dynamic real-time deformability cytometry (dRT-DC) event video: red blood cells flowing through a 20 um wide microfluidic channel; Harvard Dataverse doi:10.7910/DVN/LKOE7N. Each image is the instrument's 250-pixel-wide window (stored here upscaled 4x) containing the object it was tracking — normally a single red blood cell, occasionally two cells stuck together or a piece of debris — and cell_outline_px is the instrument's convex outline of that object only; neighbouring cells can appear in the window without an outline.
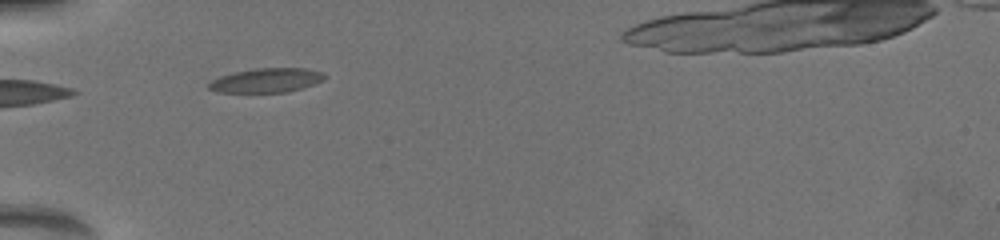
{"species": "common noctule bat (a hibernating species)", "species_latin": "Nyctalus noctula", "temperature_condition": "warm", "stored_images_in_passage": 40, "camera_frame_rate_fps": 3000, "um_per_image_px": 0.085, "animal": {"sex": "female", "body_mass_g": 19.5, "forearm_length_mm": 54.1}, "frame": {"image": 1, "passage_image": 1, "time_ms": 0.0, "image_size_px": [1000, 240], "cell_outline_px": [[324, 76], [320, 80], [312, 84], [288, 92], [220, 92], [208, 88], [208, 84], [212, 80], [220, 76], [236, 72], [256, 68], [304, 68], [320, 72]], "centroid_in_image_um": [22.59, 6.83], "position_along_channel_um": 62.4, "area_um2": 15.9}}
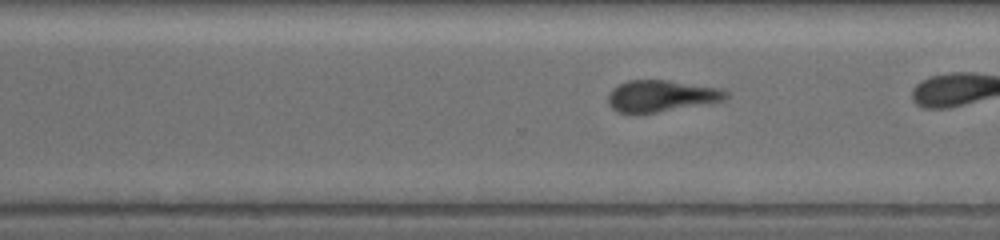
{"frame": {"image": 2, "passage_image": 34, "time_ms": 5.333, "image_size_px": [1000, 240], "cell_outline_px": [[728, 96], [720, 100], [656, 112], [620, 112], [612, 108], [608, 104], [608, 96], [612, 88], [628, 80], [668, 80], [724, 88], [728, 92]], "centroid_in_image_um": [56.19, 8.12], "position_along_channel_um": 314.4, "area_um2": 21.15}}